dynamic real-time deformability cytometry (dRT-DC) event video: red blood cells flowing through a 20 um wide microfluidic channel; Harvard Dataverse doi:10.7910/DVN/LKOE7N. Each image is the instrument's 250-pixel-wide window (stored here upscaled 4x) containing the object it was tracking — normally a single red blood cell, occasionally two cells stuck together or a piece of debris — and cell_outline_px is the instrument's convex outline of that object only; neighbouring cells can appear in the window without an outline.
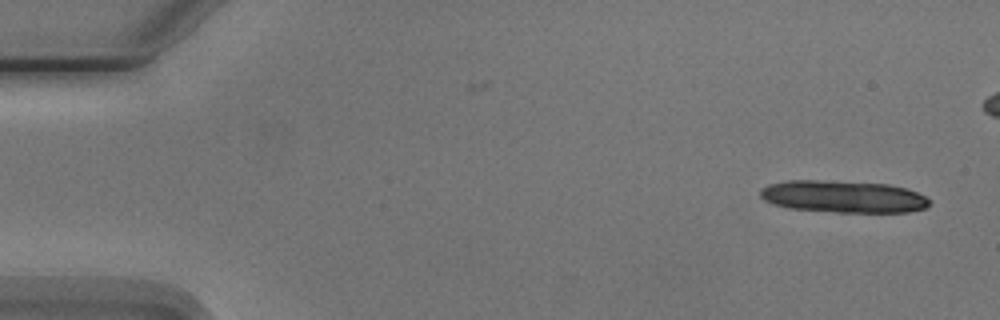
{"species": "Egyptian fruit bat (a non-hibernating species)", "species_latin": "Rousettus aegyptiacus", "temperature_condition": "cold", "stored_images_in_passage": 3, "camera_frame_rate_fps": 3000, "um_per_image_px": 0.085, "animal": {"sex": "male"}, "frame": {"image": 1, "passage_image": 3, "time_ms": 2.333, "image_size_px": [1000, 320], "cell_outline_px": [[928, 204], [924, 208], [908, 212], [836, 212], [788, 208], [772, 204], [764, 200], [760, 196], [760, 188], [768, 184], [788, 180], [816, 180], [888, 184], [904, 188], [916, 192], [924, 196], [928, 200]], "centroid_in_image_um": [71.6, 16.71], "position_along_channel_um": 13.4, "area_um2": 31.5}}